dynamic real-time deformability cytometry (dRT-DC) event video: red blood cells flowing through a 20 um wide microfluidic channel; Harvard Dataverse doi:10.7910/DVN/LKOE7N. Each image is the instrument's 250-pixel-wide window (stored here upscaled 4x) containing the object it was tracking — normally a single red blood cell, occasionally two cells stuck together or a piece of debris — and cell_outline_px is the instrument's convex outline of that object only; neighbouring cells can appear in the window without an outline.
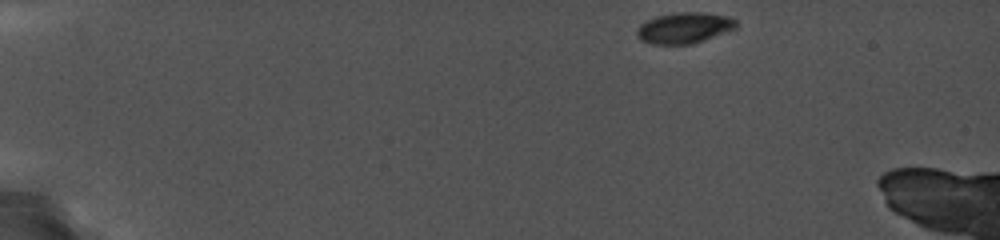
{"species": "common noctule bat (a hibernating species)", "species_latin": "Nyctalus noctula", "temperature_condition": "cold", "stored_images_in_passage": 44, "camera_frame_rate_fps": 5000, "um_per_image_px": 0.085, "animal": {"sex": "female", "body_mass_g": 19.0, "forearm_length_mm": 56.7}, "frame": {"image": 1, "passage_image": 1, "time_ms": 0.0, "image_size_px": [1000, 240], "cell_outline_px": [[740, 24], [736, 28], [704, 40], [692, 44], [652, 44], [640, 40], [636, 36], [636, 28], [640, 24], [656, 16], [676, 12], [704, 12], [728, 16], [736, 20]], "centroid_in_image_um": [58.16, 2.36], "position_along_channel_um": 26.8, "area_um2": 18.09}}
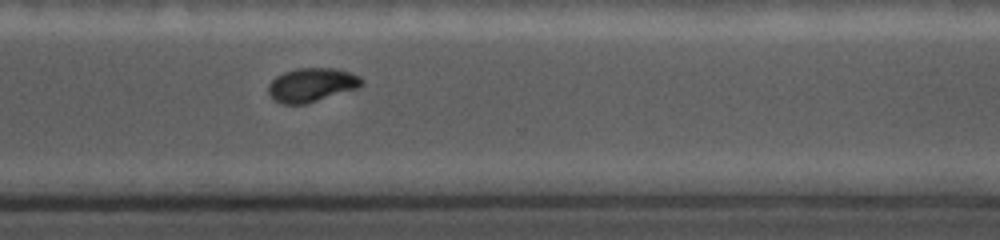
{"frame": {"image": 2, "passage_image": 34, "time_ms": 6.6, "image_size_px": [1000, 240], "cell_outline_px": [[364, 84], [360, 88], [304, 104], [280, 104], [272, 100], [268, 96], [268, 84], [276, 76], [284, 72], [296, 68], [336, 68], [352, 72], [360, 76], [364, 80]], "centroid_in_image_um": [26.5, 7.21], "position_along_channel_um": 344.1, "area_um2": 18.84}}
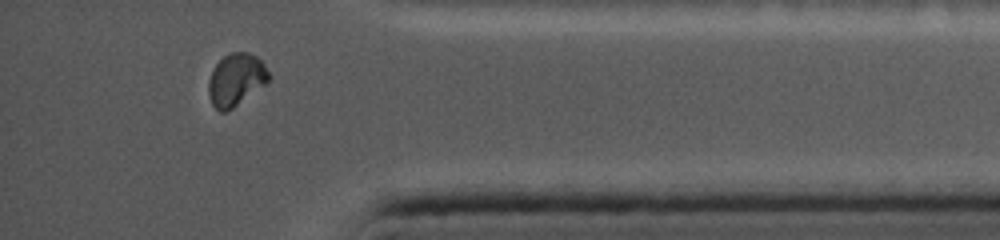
{"frame": {"image": 3, "passage_image": 41, "time_ms": 8.0, "image_size_px": [1000, 240], "cell_outline_px": [[272, 76], [264, 84], [232, 108], [224, 112], [220, 112], [212, 104], [208, 92], [208, 80], [212, 68], [224, 56], [232, 52], [248, 52], [256, 56], [264, 64]], "centroid_in_image_um": [20.04, 6.75], "position_along_channel_um": 415.2, "area_um2": 18.21}}